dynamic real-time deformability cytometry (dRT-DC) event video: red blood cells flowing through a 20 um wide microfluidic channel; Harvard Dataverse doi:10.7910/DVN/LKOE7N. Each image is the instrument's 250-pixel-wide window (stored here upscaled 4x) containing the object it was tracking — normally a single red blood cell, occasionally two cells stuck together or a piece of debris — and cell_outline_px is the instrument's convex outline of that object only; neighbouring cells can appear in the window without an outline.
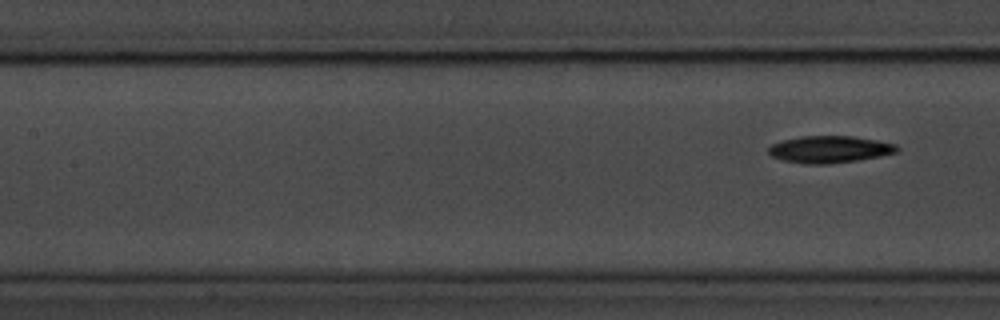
{"species": "common noctule bat (a hibernating species)", "species_latin": "Nyctalus noctula", "temperature_condition": "room temperature", "stored_images_in_passage": 8, "segment_of_instrument_passage": [2, 2], "camera_frame_rate_fps": 3000, "um_per_image_px": 0.085, "animal": {"sex": "male", "body_mass_g": 20.1, "forearm_length_mm": 53.5}, "frame": {"image": 1, "passage_image": 8, "time_ms": 2.333, "image_size_px": [1000, 320], "cell_outline_px": [[900, 148], [896, 152], [880, 156], [856, 160], [828, 164], [804, 164], [780, 160], [772, 156], [768, 152], [768, 148], [772, 144], [780, 140], [800, 136], [852, 136], [876, 140], [896, 144]], "centroid_in_image_um": [70.47, 12.69], "position_along_channel_um": 136.9, "area_um2": 20.29}}